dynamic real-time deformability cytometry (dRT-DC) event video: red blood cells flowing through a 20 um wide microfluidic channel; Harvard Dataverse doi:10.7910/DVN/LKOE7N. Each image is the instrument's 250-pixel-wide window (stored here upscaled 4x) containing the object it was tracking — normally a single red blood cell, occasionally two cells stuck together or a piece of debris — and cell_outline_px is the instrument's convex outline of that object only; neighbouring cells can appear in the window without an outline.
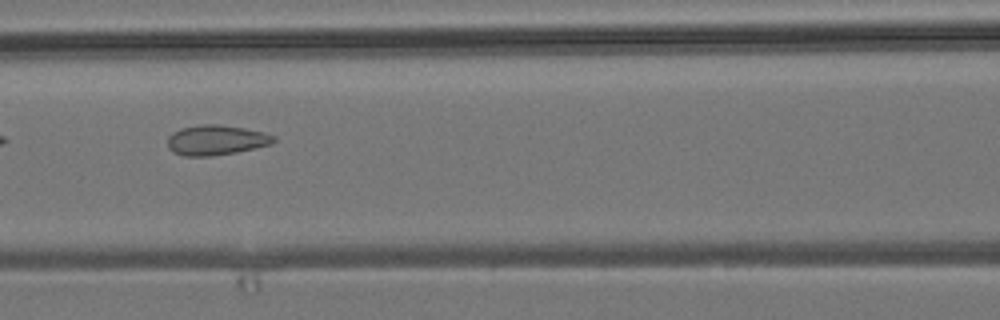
{"species": "common noctule bat (a hibernating species)", "species_latin": "Nyctalus noctula", "temperature_condition": "room temperature", "stored_images_in_passage": 7, "camera_frame_rate_fps": 3000, "um_per_image_px": 0.085, "animal": {"sex": "male", "body_mass_g": 19.2, "forearm_length_mm": 51.8}, "frame": {"image": 1, "passage_image": 7, "time_ms": 6.667, "image_size_px": [1000, 320], "cell_outline_px": [[276, 140], [272, 144], [236, 152], [212, 156], [184, 156], [172, 152], [168, 148], [168, 136], [172, 132], [180, 128], [200, 124], [216, 124], [244, 128], [264, 132], [276, 136]], "centroid_in_image_um": [18.36, 11.9], "position_along_channel_um": 148.2, "area_um2": 18.73}}